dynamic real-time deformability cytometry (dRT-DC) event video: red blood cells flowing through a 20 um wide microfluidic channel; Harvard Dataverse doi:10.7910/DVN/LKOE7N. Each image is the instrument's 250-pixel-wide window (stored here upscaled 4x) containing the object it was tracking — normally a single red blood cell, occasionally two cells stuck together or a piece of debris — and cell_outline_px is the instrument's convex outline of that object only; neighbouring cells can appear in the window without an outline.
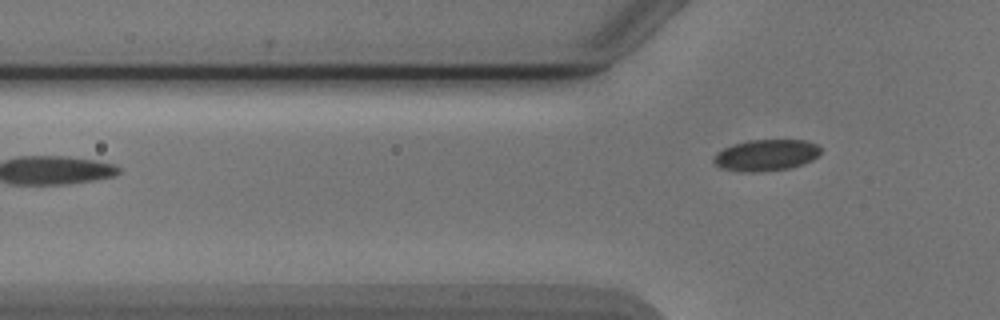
{"species": "Egyptian fruit bat (a non-hibernating species)", "species_latin": "Rousettus aegyptiacus", "temperature_condition": "cold", "stored_images_in_passage": 6, "camera_frame_rate_fps": 3000, "um_per_image_px": 0.085, "animal": {"sex": "male"}, "frame": {"image": 1, "passage_image": 6, "time_ms": 7.0, "image_size_px": [1000, 320], "cell_outline_px": [[820, 152], [812, 160], [804, 164], [788, 168], [760, 172], [740, 172], [720, 168], [712, 160], [716, 152], [724, 148], [748, 140], [804, 140], [816, 144], [820, 148]], "centroid_in_image_um": [65.09, 13.2], "position_along_channel_um": 60.7, "area_um2": 19.54}}